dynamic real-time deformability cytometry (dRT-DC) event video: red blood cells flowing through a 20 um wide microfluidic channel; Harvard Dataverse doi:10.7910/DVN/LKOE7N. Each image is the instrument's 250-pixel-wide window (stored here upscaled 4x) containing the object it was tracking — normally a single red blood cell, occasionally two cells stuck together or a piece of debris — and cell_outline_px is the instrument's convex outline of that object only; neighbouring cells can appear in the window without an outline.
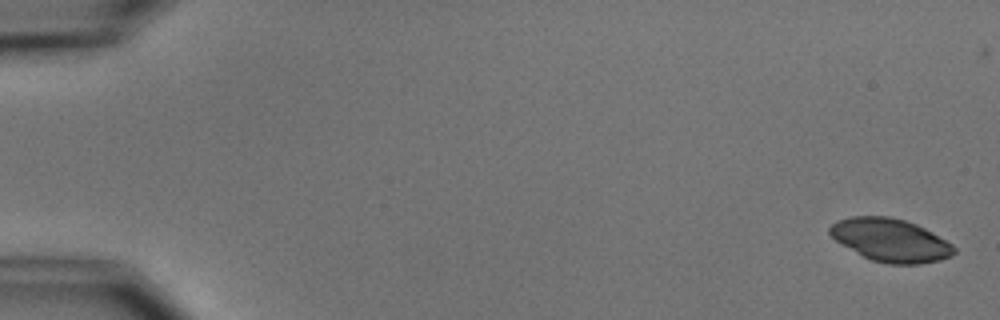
{"species": "common noctule bat (a hibernating species)", "species_latin": "Nyctalus noctula", "temperature_condition": "cold", "stored_images_in_passage": 6, "camera_frame_rate_fps": 3000, "um_per_image_px": 0.085, "animal": {"sex": "male", "body_mass_g": 15.6}, "frame": {"image": 1, "passage_image": 1, "time_ms": 0.0, "image_size_px": [1000, 320], "cell_outline_px": [[956, 252], [952, 256], [940, 260], [920, 264], [888, 264], [872, 260], [864, 256], [836, 240], [828, 232], [828, 228], [836, 220], [852, 216], [888, 216], [904, 220], [916, 224], [932, 232], [952, 244], [956, 248]], "centroid_in_image_um": [75.71, 20.41], "position_along_channel_um": 9.3, "area_um2": 30.98}}